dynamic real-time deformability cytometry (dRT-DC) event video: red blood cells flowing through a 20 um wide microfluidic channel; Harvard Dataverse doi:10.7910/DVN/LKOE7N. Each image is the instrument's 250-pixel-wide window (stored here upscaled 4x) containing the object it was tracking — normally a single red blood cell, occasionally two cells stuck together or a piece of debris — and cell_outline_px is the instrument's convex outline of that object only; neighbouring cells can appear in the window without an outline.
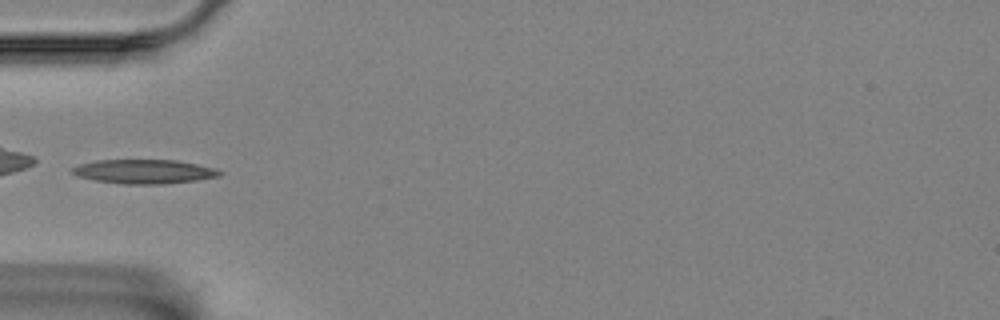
{"species": "Egyptian fruit bat (a non-hibernating species)", "species_latin": "Rousettus aegyptiacus", "temperature_condition": "room temperature", "stored_images_in_passage": 37, "camera_frame_rate_fps": 3000, "um_per_image_px": 0.085, "animal": {"sex": "female"}, "frame": {"image": 1, "passage_image": 1, "time_ms": 0.0, "image_size_px": [1000, 320], "cell_outline_px": [[220, 176], [196, 180], [164, 184], [124, 184], [96, 180], [76, 176], [68, 172], [72, 168], [80, 164], [96, 160], [176, 160], [196, 164], [212, 168], [220, 172]], "centroid_in_image_um": [12.17, 14.58], "position_along_channel_um": 72.8, "area_um2": 20.58}}
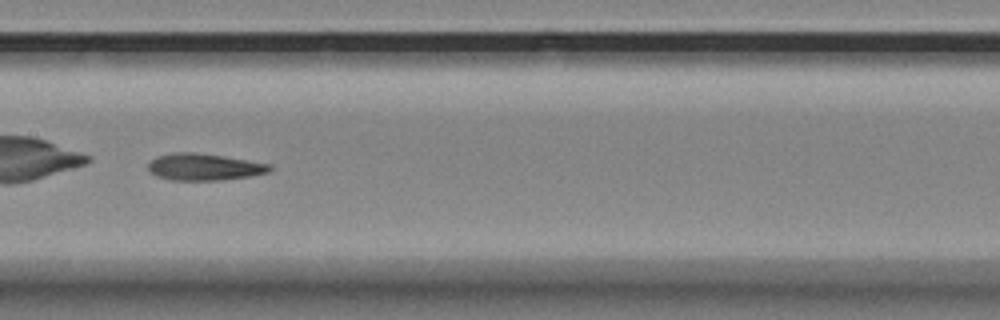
{"frame": {"image": 2, "passage_image": 11, "time_ms": 3.333, "image_size_px": [1000, 320], "cell_outline_px": [[272, 168], [268, 172], [248, 176], [220, 180], [172, 180], [156, 176], [148, 172], [148, 164], [156, 156], [172, 152], [196, 152], [224, 156], [272, 164]], "centroid_in_image_um": [17.31, 14.18], "position_along_channel_um": 190.1, "area_um2": 19.07}}
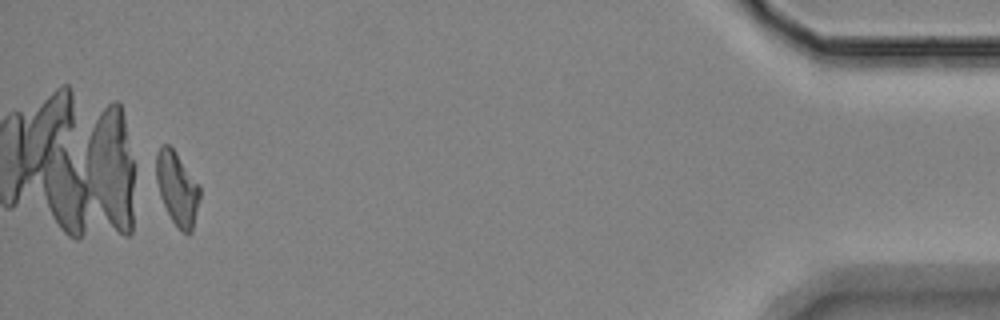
{"frame": {"image": 3, "passage_image": 37, "time_ms": 12.0, "image_size_px": [1000, 320], "cell_outline_px": [[200, 196], [192, 232], [188, 236], [180, 232], [172, 220], [160, 196], [156, 180], [156, 152], [164, 144], [168, 144], [172, 148], [200, 188]], "centroid_in_image_um": [15.05, 16.08], "position_along_channel_um": 420.2, "area_um2": 18.26}}